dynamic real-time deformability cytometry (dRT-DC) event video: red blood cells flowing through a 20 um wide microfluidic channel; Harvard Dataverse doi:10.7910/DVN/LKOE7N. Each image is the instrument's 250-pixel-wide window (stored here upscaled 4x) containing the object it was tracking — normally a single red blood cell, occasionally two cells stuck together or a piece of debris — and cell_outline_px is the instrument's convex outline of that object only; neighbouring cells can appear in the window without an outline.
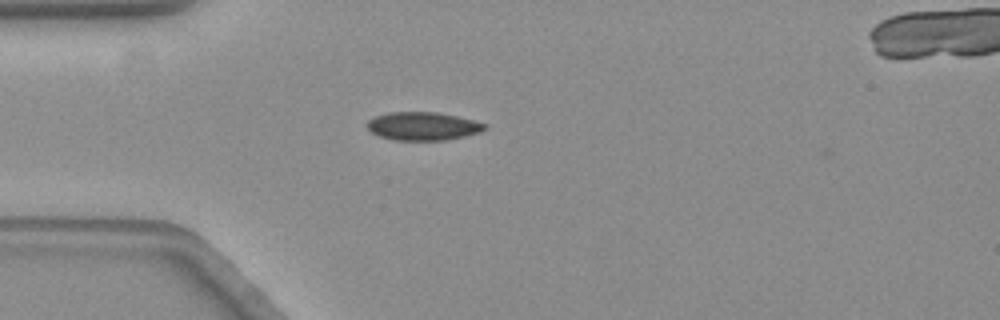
{"species": "common noctule bat (a hibernating species)", "species_latin": "Nyctalus noctula", "temperature_condition": "warm", "stored_images_in_passage": 3, "camera_frame_rate_fps": 3000, "um_per_image_px": 0.085, "animal": {"sex": "female", "body_mass_g": 19.3, "forearm_length_mm": 54.1}, "frame": {"image": 1, "passage_image": 1, "time_ms": 0.0, "image_size_px": [1000, 320], "cell_outline_px": [[488, 128], [480, 132], [464, 136], [444, 140], [392, 140], [380, 136], [372, 132], [368, 128], [368, 120], [376, 116], [388, 112], [436, 112], [456, 116], [488, 124]], "centroid_in_image_um": [35.96, 10.72], "position_along_channel_um": 49.0, "area_um2": 19.25}}